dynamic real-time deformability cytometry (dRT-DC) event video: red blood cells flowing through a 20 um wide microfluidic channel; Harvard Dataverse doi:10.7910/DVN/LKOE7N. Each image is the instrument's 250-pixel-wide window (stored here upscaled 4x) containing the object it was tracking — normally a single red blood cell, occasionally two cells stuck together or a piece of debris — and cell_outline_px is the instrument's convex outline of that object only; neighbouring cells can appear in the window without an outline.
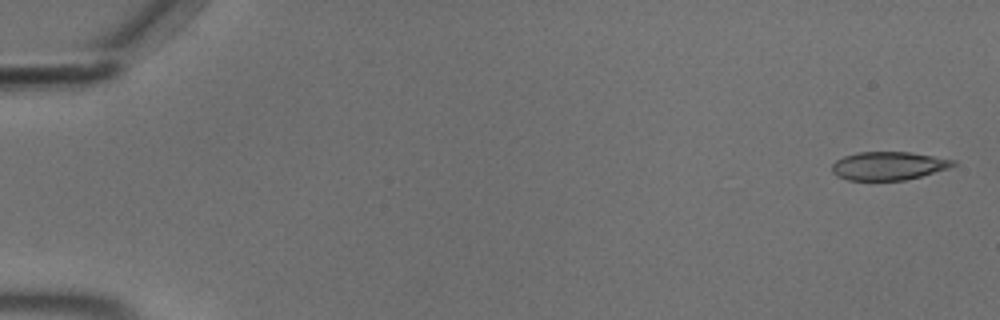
{"species": "common noctule bat (a hibernating species)", "species_latin": "Nyctalus noctula", "temperature_condition": "cold", "stored_images_in_passage": 55, "camera_frame_rate_fps": 3000, "um_per_image_px": 0.085, "animal": {"sex": "male", "body_mass_g": 18.8}, "frame": {"image": 1, "passage_image": 2, "time_ms": 0.333, "image_size_px": [1000, 320], "cell_outline_px": [[960, 164], [948, 168], [920, 176], [904, 180], [848, 180], [836, 176], [832, 172], [832, 164], [836, 160], [844, 156], [860, 152], [908, 152], [956, 160]], "centroid_in_image_um": [75.52, 14.1], "position_along_channel_um": 9.5, "area_um2": 19.94}}
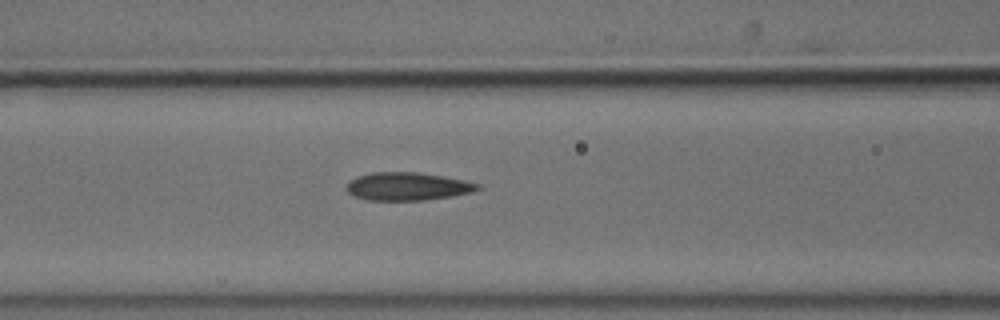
{"frame": {"image": 2, "passage_image": 24, "time_ms": 7.667, "image_size_px": [1000, 320], "cell_outline_px": [[480, 188], [472, 192], [452, 196], [424, 200], [368, 200], [356, 196], [348, 192], [348, 184], [352, 180], [360, 176], [372, 172], [416, 172], [444, 176], [464, 180], [480, 184]], "centroid_in_image_um": [34.69, 15.84], "position_along_channel_um": 131.9, "area_um2": 21.1}}
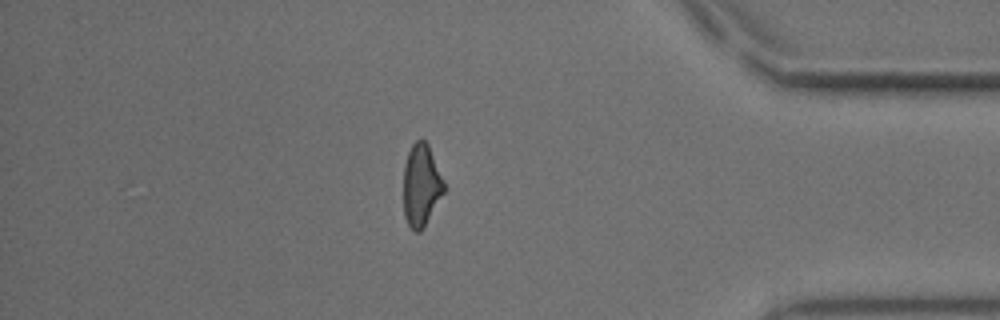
{"frame": {"image": 3, "passage_image": 48, "time_ms": 15.667, "image_size_px": [1000, 320], "cell_outline_px": [[444, 192], [420, 232], [416, 232], [408, 224], [404, 216], [404, 164], [408, 152], [412, 144], [416, 140], [424, 140], [428, 144], [444, 180]], "centroid_in_image_um": [35.8, 15.72], "position_along_channel_um": 399.4, "area_um2": 19.13}, "authors_computed_cell_mechanics": {"area_um2": 21.097, "velocity_mm_per_s": 3.7028, "shape_relaxation_time_tau1_ms": null, "shape_relaxation_time_tau2_ms": 3.3684, "deformation_change_tau1": null, "deformation_change_tau2": 0.1045}}